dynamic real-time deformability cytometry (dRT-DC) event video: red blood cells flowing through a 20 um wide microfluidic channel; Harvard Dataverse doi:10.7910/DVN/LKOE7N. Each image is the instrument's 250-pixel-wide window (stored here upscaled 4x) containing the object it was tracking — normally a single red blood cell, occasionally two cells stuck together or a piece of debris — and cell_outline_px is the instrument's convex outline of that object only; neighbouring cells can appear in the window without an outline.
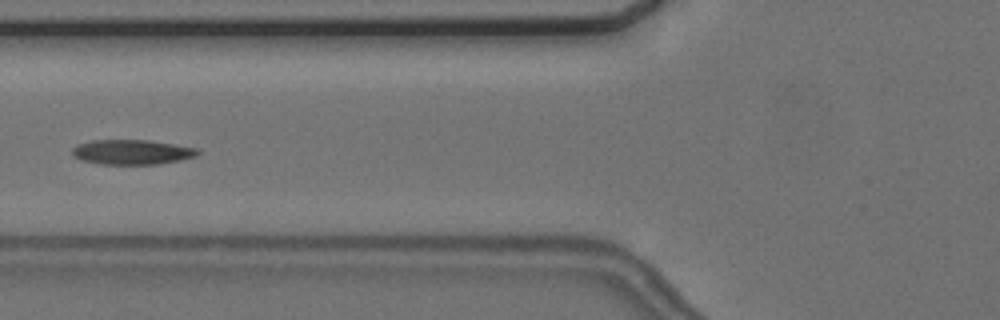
{"species": "common noctule bat (a hibernating species)", "species_latin": "Nyctalus noctula", "temperature_condition": "cold", "stored_images_in_passage": 9, "camera_frame_rate_fps": 3000, "um_per_image_px": 0.085, "animal": {"sex": "female", "body_mass_g": 24.6, "forearm_length_mm": 56.2}, "frame": {"image": 1, "passage_image": 6, "time_ms": 6.0, "image_size_px": [1000, 320], "cell_outline_px": [[200, 152], [196, 156], [180, 160], [160, 164], [100, 164], [84, 160], [72, 156], [72, 148], [76, 144], [92, 140], [148, 140], [196, 148]], "centroid_in_image_um": [11.19, 12.92], "position_along_channel_um": 114.6, "area_um2": 18.09}}
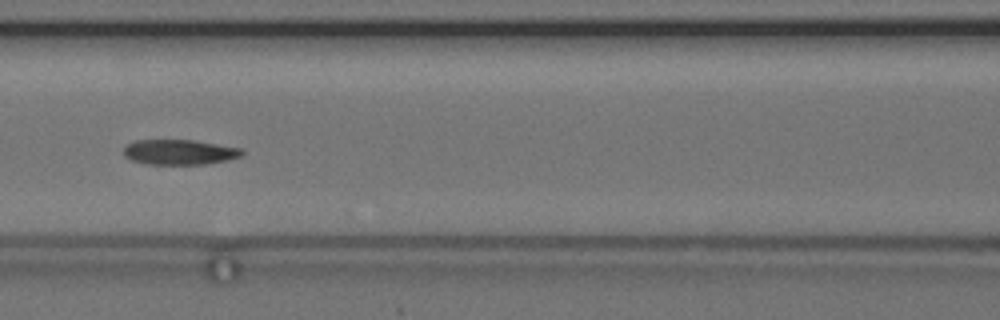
{"frame": {"image": 2, "passage_image": 7, "time_ms": 7.0, "image_size_px": [1000, 320], "cell_outline_px": [[244, 156], [228, 160], [204, 164], [148, 164], [132, 160], [124, 156], [124, 148], [128, 144], [136, 140], [192, 140], [244, 148]], "centroid_in_image_um": [15.31, 12.93], "position_along_channel_um": 151.3, "area_um2": 17.4}}